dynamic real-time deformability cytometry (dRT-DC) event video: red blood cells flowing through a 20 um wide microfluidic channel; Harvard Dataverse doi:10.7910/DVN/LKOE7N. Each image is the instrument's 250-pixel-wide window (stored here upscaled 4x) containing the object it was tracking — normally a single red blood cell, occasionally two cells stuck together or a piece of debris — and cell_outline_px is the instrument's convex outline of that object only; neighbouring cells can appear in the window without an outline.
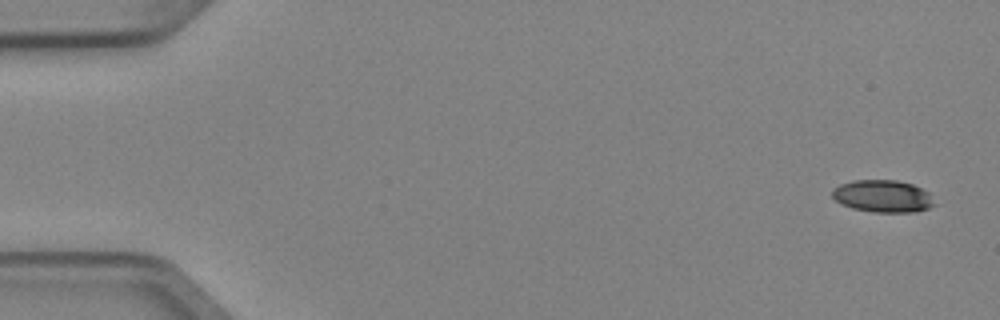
{"species": "Egyptian fruit bat (a non-hibernating species)", "species_latin": "Rousettus aegyptiacus", "temperature_condition": "cold", "stored_images_in_passage": 5, "segment_of_instrument_passage": [1, 2], "camera_frame_rate_fps": 3000, "um_per_image_px": 0.085, "animal": {"sex": "female"}, "frame": {"image": 1, "passage_image": 1, "time_ms": 0.0, "image_size_px": [1000, 320], "cell_outline_px": [[936, 204], [928, 208], [916, 212], [872, 212], [852, 208], [840, 204], [832, 196], [832, 188], [840, 184], [852, 180], [896, 180], [912, 184], [928, 192]], "centroid_in_image_um": [75.01, 16.67], "position_along_channel_um": 10.0, "area_um2": 19.31}}
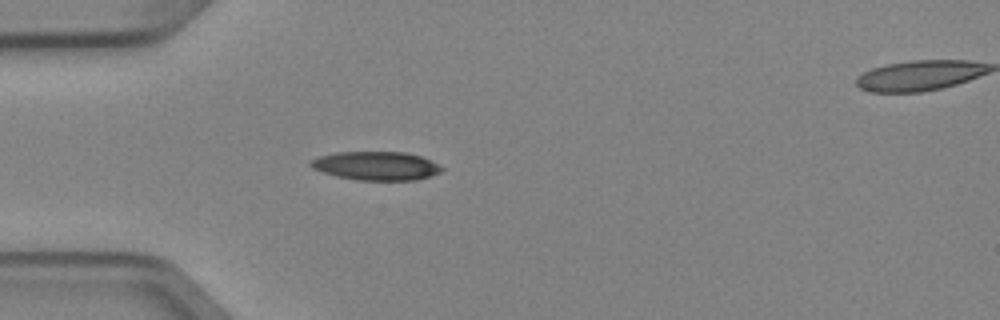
{"frame": {"image": 2, "passage_image": 4, "time_ms": 1.0, "image_size_px": [1000, 320], "cell_outline_px": [[444, 168], [440, 172], [416, 180], [356, 180], [336, 176], [312, 168], [308, 164], [312, 160], [320, 156], [336, 152], [404, 152], [420, 156], [440, 164]], "centroid_in_image_um": [31.98, 14.09], "position_along_channel_um": 53.0, "area_um2": 21.79}}